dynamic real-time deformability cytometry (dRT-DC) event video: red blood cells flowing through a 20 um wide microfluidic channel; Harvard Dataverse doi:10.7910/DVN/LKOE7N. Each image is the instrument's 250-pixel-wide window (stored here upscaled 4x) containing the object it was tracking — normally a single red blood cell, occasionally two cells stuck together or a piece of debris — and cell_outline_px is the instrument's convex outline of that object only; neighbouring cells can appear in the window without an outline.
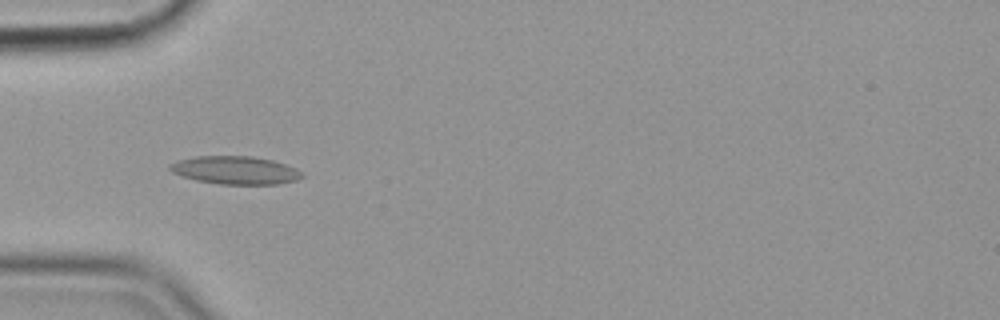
{"species": "common noctule bat (a hibernating species)", "species_latin": "Nyctalus noctula", "temperature_condition": "cold", "stored_images_in_passage": 39, "camera_frame_rate_fps": 3000, "um_per_image_px": 0.085, "animal": {"sex": "female", "body_mass_g": 19.9}, "frame": {"image": 1, "passage_image": 1, "time_ms": 0.0, "image_size_px": [1000, 320], "cell_outline_px": [[304, 176], [296, 180], [280, 184], [220, 184], [196, 180], [172, 172], [168, 168], [168, 164], [176, 160], [196, 156], [252, 156], [272, 160], [296, 168]], "centroid_in_image_um": [19.97, 14.46], "position_along_channel_um": 65.0, "area_um2": 21.56}}
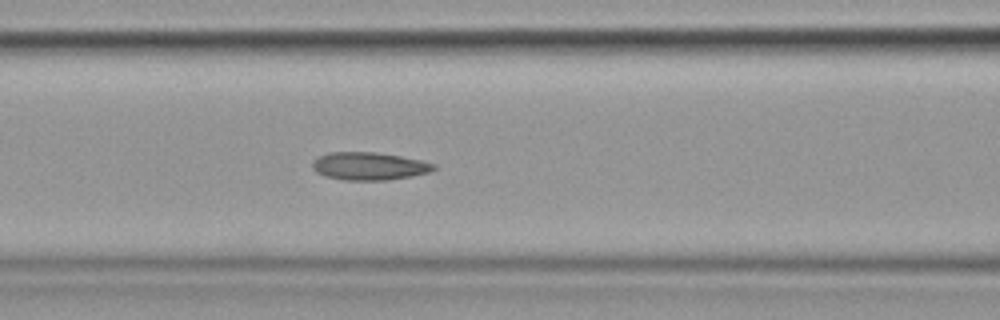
{"frame": {"image": 2, "passage_image": 7, "time_ms": 2.0, "image_size_px": [1000, 320], "cell_outline_px": [[436, 168], [428, 172], [412, 176], [388, 180], [344, 180], [324, 176], [316, 172], [312, 168], [312, 160], [316, 156], [328, 152], [376, 152], [400, 156], [420, 160], [436, 164]], "centroid_in_image_um": [31.32, 14.11], "position_along_channel_um": 135.3, "area_um2": 19.83}}
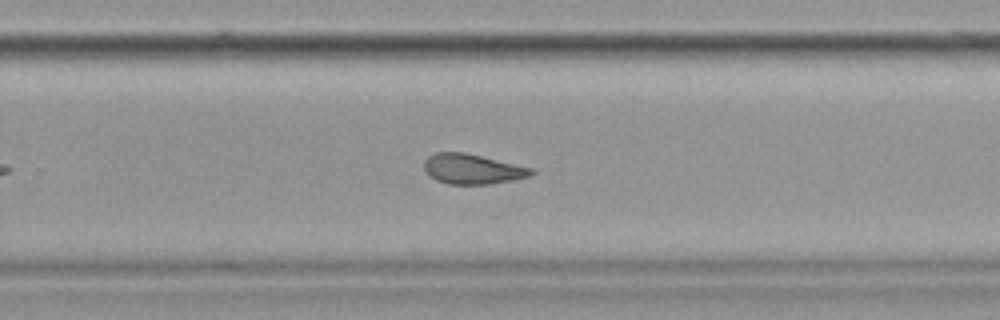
{"frame": {"image": 3, "passage_image": 20, "time_ms": 6.333, "image_size_px": [1000, 320], "cell_outline_px": [[536, 172], [532, 176], [512, 180], [488, 184], [448, 184], [436, 180], [428, 176], [424, 172], [424, 160], [428, 156], [436, 152], [464, 152], [532, 168]], "centroid_in_image_um": [40.12, 14.37], "position_along_channel_um": 289.7, "area_um2": 18.84}, "authors_computed_cell_mechanics": {"area_um2": 19.7676, "velocity_mm_per_s": 3.5767, "shape_relaxation_time_tau1_ms": null, "shape_relaxation_time_tau2_ms": 2.5158, "deformation_change_tau1": null, "deformation_change_tau2": 0.0983}}